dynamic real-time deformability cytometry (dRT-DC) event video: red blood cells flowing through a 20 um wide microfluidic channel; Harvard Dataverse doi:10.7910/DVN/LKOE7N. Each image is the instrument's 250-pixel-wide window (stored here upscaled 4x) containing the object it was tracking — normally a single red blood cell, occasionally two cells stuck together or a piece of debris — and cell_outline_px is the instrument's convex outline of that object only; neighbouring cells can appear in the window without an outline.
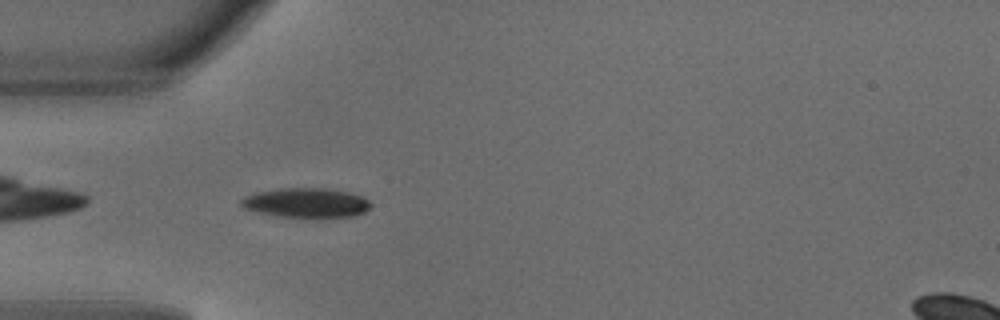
{"species": "common noctule bat (a hibernating species)", "species_latin": "Nyctalus noctula", "temperature_condition": "warm", "stored_images_in_passage": 4, "camera_frame_rate_fps": 3000, "um_per_image_px": 0.085, "animal": {"sex": "male", "body_mass_g": 18.8}, "frame": {"image": 1, "passage_image": 4, "time_ms": 1.0, "image_size_px": [1000, 320], "cell_outline_px": [[372, 204], [364, 212], [352, 216], [316, 220], [312, 220], [276, 216], [244, 208], [240, 204], [240, 200], [244, 196], [256, 192], [276, 188], [324, 188], [348, 192], [364, 196]], "centroid_in_image_um": [26.04, 17.27], "position_along_channel_um": 59.0, "area_um2": 23.18}}